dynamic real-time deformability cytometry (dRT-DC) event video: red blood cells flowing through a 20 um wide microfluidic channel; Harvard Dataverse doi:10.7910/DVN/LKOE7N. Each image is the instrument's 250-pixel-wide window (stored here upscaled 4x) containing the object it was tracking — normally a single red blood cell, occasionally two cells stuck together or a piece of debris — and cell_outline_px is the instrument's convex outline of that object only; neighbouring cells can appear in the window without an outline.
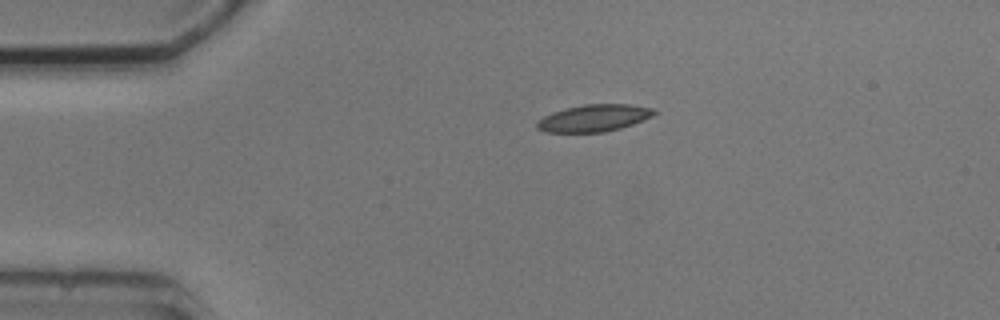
{"species": "common noctule bat (a hibernating species)", "species_latin": "Nyctalus noctula", "temperature_condition": "cold", "stored_images_in_passage": 2, "camera_frame_rate_fps": 3000, "um_per_image_px": 0.085, "animal": {"sex": "male", "body_mass_g": 20.5, "forearm_length_mm": 52.5}, "frame": {"image": 1, "passage_image": 1, "time_ms": 0.0, "image_size_px": [1000, 320], "cell_outline_px": [[656, 112], [652, 116], [632, 124], [620, 128], [604, 132], [544, 132], [536, 128], [536, 120], [552, 112], [564, 108], [584, 104], [628, 104], [652, 108]], "centroid_in_image_um": [50.42, 10.03], "position_along_channel_um": 34.6, "area_um2": 18.44}}